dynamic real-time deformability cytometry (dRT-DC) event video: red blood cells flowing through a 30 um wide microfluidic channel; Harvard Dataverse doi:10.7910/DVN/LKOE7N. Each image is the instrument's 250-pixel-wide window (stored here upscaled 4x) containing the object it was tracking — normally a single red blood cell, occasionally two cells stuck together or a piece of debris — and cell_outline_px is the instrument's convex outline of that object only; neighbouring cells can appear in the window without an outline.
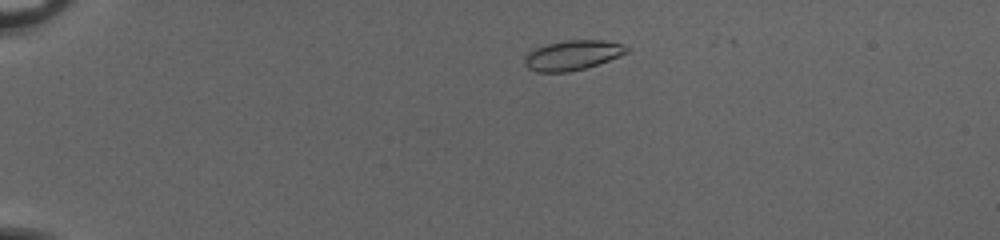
{"species": "common noctule bat (a hibernating species)", "species_latin": "Nyctalus noctula", "temperature_condition": "cold", "stored_images_in_passage": 20, "camera_frame_rate_fps": 3000, "um_per_image_px": 0.085, "animal": {"sex": "female", "body_mass_g": 20.0, "forearm_length_mm": 54.0}, "frame": {"image": 1, "passage_image": 6, "time_ms": 1.667, "image_size_px": [1000, 240], "cell_outline_px": [[628, 52], [620, 56], [584, 68], [568, 72], [536, 72], [528, 68], [524, 64], [524, 56], [528, 52], [536, 48], [548, 44], [564, 40], [604, 40], [624, 44], [628, 48]], "centroid_in_image_um": [48.65, 4.69], "position_along_channel_um": 36.4, "area_um2": 17.69}}
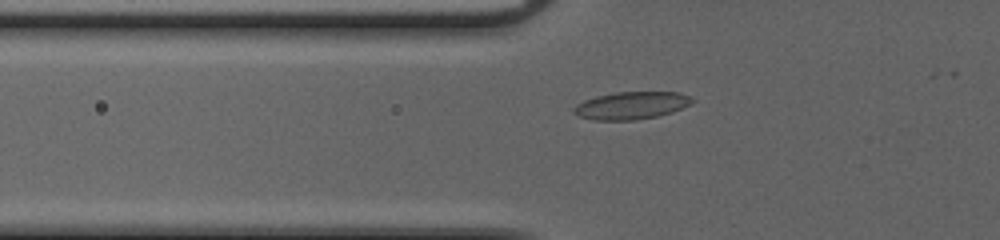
{"frame": {"image": 2, "passage_image": 14, "time_ms": 4.333, "image_size_px": [1000, 240], "cell_outline_px": [[696, 100], [672, 112], [656, 116], [636, 120], [592, 120], [580, 116], [572, 112], [572, 108], [576, 104], [584, 100], [596, 96], [616, 92], [680, 92], [692, 96]], "centroid_in_image_um": [53.65, 8.96], "position_along_channel_um": 72.2, "area_um2": 19.02}}
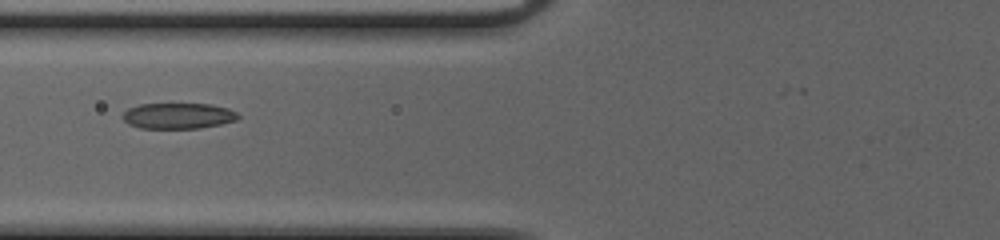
{"frame": {"image": 3, "passage_image": 17, "time_ms": 5.333, "image_size_px": [1000, 240], "cell_outline_px": [[240, 116], [236, 120], [220, 124], [200, 128], [140, 128], [128, 124], [120, 116], [128, 108], [140, 104], [212, 104], [228, 108], [236, 112]], "centroid_in_image_um": [15.12, 9.84], "position_along_channel_um": 110.7, "area_um2": 17.4}}